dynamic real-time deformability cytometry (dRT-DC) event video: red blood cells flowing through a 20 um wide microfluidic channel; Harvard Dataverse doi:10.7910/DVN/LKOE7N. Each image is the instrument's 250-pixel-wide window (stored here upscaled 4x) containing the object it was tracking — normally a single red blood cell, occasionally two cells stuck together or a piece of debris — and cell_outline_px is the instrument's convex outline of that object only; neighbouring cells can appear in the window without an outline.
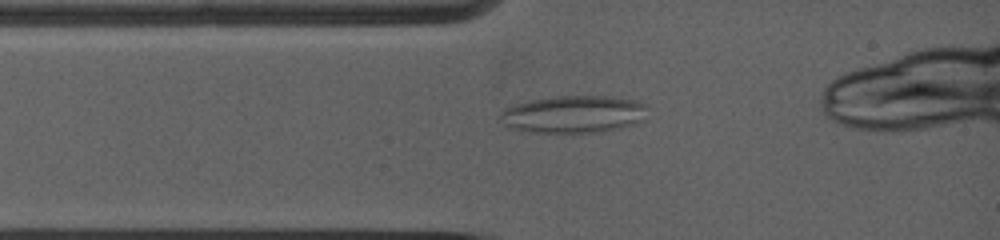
{"species": "common noctule bat (a hibernating species)", "species_latin": "Nyctalus noctula", "temperature_condition": "warm", "stored_images_in_passage": 59, "camera_frame_rate_fps": 5000, "um_per_image_px": 0.085, "animal": {"sex": "female", "body_mass_g": 19.0, "forearm_length_mm": 53.3}, "frame": {"image": 1, "passage_image": 11, "time_ms": 1.6, "image_size_px": [1000, 240], "cell_outline_px": [[648, 104], [644, 120], [636, 124], [620, 128], [596, 132], [536, 132], [512, 128], [504, 124], [496, 116], [504, 108], [516, 104], [532, 100], [552, 96], [608, 96], [636, 100]], "centroid_in_image_um": [48.78, 9.7], "position_along_channel_um": 36.2, "area_um2": 32.25}}
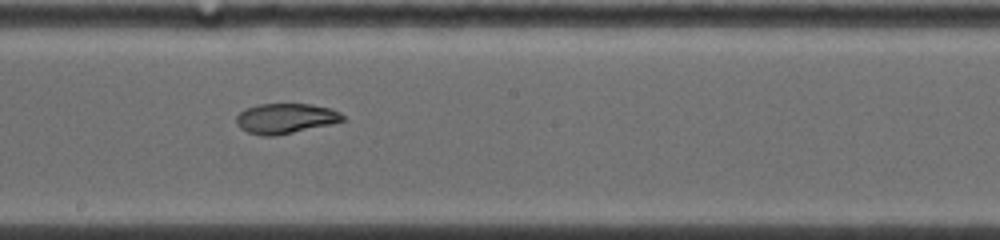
{"frame": {"image": 2, "passage_image": 34, "time_ms": 6.4, "image_size_px": [1000, 240], "cell_outline_px": [[344, 120], [328, 124], [276, 136], [264, 136], [248, 132], [240, 128], [236, 120], [236, 116], [240, 112], [248, 108], [260, 104], [312, 104], [332, 108], [340, 112], [344, 116]], "centroid_in_image_um": [24.27, 10.06], "position_along_channel_um": 223.9, "area_um2": 18.44}}
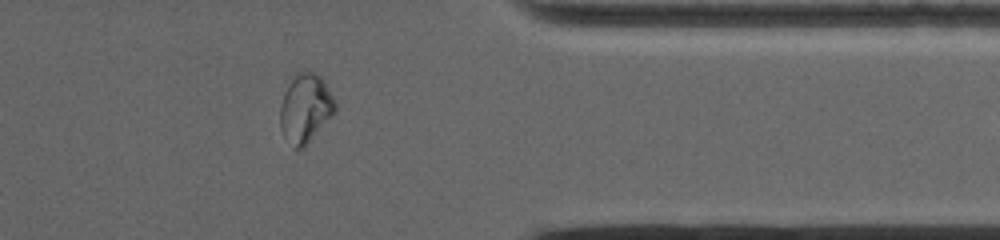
{"frame": {"image": 3, "passage_image": 47, "time_ms": 10.8, "image_size_px": [1000, 240], "cell_outline_px": [[336, 112], [308, 144], [304, 148], [296, 148], [284, 136], [280, 128], [280, 108], [284, 92], [292, 76], [296, 72], [304, 68], [320, 76], [324, 80], [336, 104]], "centroid_in_image_um": [25.96, 9.17], "position_along_channel_um": 385.4, "area_um2": 22.31}, "authors_computed_cell_mechanics": {"area_um2": 22.0218, "velocity_mm_per_s": 3.9481, "shape_relaxation_time_tau1_ms": null, "shape_relaxation_time_tau2_ms": 3.2219, "deformation_change_tau1": null, "deformation_change_tau2": 0.0737}}